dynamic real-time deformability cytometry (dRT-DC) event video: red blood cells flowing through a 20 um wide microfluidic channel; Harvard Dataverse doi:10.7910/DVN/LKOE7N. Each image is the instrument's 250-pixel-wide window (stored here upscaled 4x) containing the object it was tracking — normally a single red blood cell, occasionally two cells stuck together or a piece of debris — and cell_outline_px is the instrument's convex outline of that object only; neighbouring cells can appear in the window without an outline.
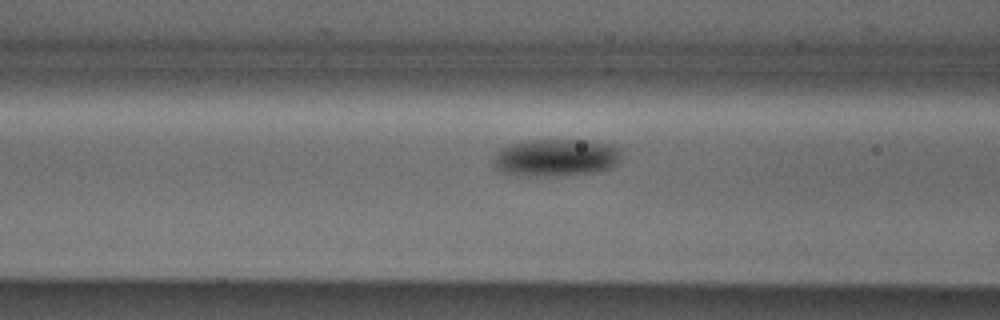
{"species": "Egyptian fruit bat (a non-hibernating species)", "species_latin": "Rousettus aegyptiacus", "temperature_condition": "cold", "stored_images_in_passage": 16, "camera_frame_rate_fps": 3000, "um_per_image_px": 0.085, "animal": {"sex": "male"}, "frame": {"image": 1, "passage_image": 14, "time_ms": 4.333, "image_size_px": [1000, 320], "cell_outline_px": [[624, 148], [620, 160], [612, 168], [596, 172], [568, 176], [516, 176], [500, 172], [492, 164], [492, 160], [496, 152], [500, 148], [508, 144], [528, 140], [588, 140], [612, 144]], "centroid_in_image_um": [47.27, 13.41], "position_along_channel_um": 119.3, "area_um2": 28.96}}